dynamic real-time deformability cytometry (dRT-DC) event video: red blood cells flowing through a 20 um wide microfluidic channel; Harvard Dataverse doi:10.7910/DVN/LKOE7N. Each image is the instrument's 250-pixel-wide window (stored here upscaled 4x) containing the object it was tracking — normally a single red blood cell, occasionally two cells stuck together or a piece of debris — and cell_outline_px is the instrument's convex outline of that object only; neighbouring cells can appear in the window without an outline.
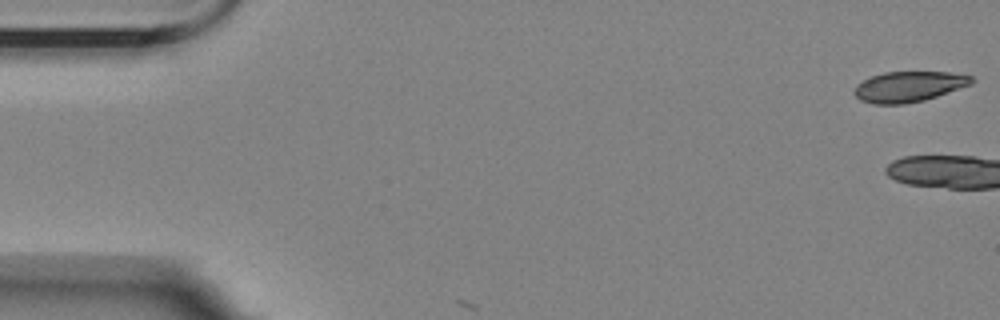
{"species": "Egyptian fruit bat (a non-hibernating species)", "species_latin": "Rousettus aegyptiacus", "temperature_condition": "room temperature", "stored_images_in_passage": 5, "camera_frame_rate_fps": 3000, "um_per_image_px": 0.085, "animal": {"sex": "female"}, "frame": {"image": 1, "passage_image": 1, "time_ms": 0.0, "image_size_px": [1000, 320], "cell_outline_px": [[976, 80], [972, 84], [924, 100], [904, 104], [872, 104], [860, 100], [852, 92], [856, 84], [872, 76], [884, 72], [948, 72], [972, 76]], "centroid_in_image_um": [77.23, 7.36], "position_along_channel_um": 7.8, "area_um2": 20.87}}